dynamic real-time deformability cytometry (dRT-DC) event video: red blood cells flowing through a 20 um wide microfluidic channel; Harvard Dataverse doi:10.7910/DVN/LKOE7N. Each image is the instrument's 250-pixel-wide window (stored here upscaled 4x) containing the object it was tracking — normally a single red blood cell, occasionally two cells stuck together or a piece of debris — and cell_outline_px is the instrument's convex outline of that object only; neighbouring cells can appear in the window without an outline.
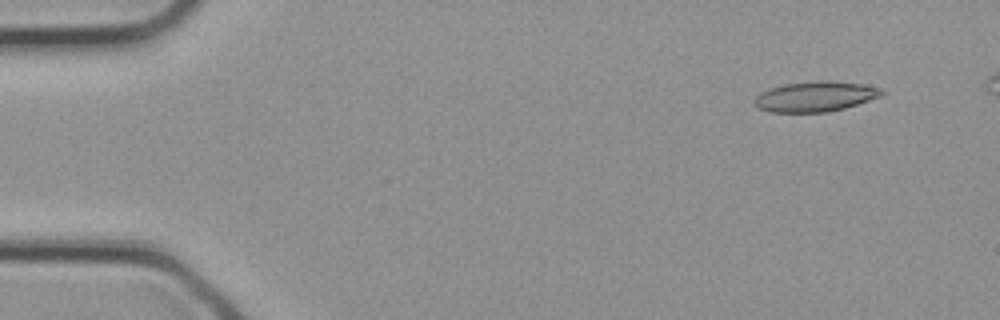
{"species": "common noctule bat (a hibernating species)", "species_latin": "Nyctalus noctula", "temperature_condition": "cold", "stored_images_in_passage": 30, "camera_frame_rate_fps": 3000, "um_per_image_px": 0.085, "animal": {"sex": "female", "body_mass_g": 21.9}, "frame": {"image": 1, "passage_image": 3, "time_ms": 0.667, "image_size_px": [1000, 320], "cell_outline_px": [[884, 92], [880, 96], [844, 108], [828, 112], [768, 112], [752, 104], [752, 100], [760, 92], [784, 84], [816, 80], [828, 80], [860, 84], [880, 88]], "centroid_in_image_um": [69.23, 8.2], "position_along_channel_um": 15.8, "area_um2": 22.31}}
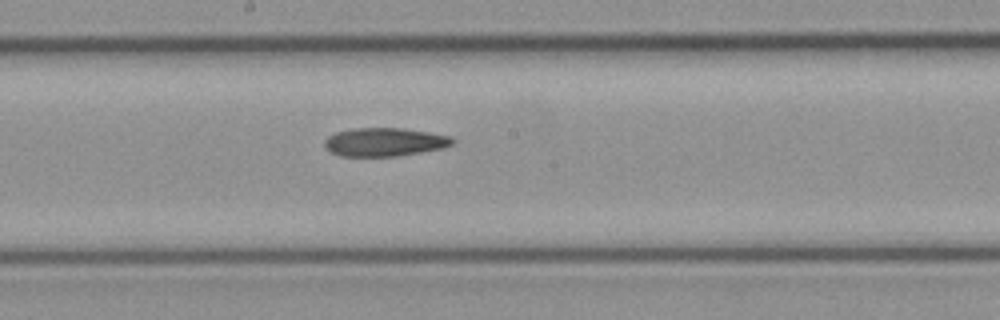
{"frame": {"image": 2, "passage_image": 17, "time_ms": 5.333, "image_size_px": [1000, 320], "cell_outline_px": [[456, 140], [452, 144], [444, 148], [396, 156], [340, 156], [328, 152], [324, 148], [324, 140], [328, 136], [336, 132], [356, 128], [400, 128], [428, 132], [452, 136]], "centroid_in_image_um": [32.66, 12.08], "position_along_channel_um": 215.5, "area_um2": 21.33}}
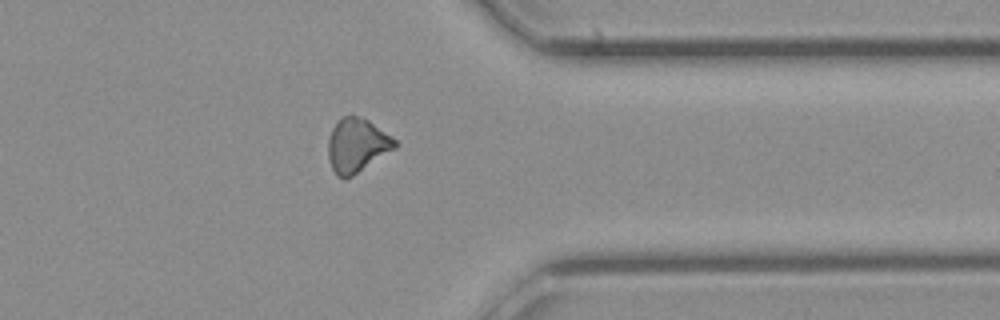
{"frame": {"image": 3, "passage_image": 25, "time_ms": 8.0, "image_size_px": [1000, 320], "cell_outline_px": [[396, 148], [352, 176], [344, 180], [336, 176], [328, 160], [328, 140], [332, 128], [340, 116], [356, 116], [368, 120], [392, 136], [396, 140]], "centroid_in_image_um": [30.31, 12.36], "position_along_channel_um": 381.1, "area_um2": 21.04}}